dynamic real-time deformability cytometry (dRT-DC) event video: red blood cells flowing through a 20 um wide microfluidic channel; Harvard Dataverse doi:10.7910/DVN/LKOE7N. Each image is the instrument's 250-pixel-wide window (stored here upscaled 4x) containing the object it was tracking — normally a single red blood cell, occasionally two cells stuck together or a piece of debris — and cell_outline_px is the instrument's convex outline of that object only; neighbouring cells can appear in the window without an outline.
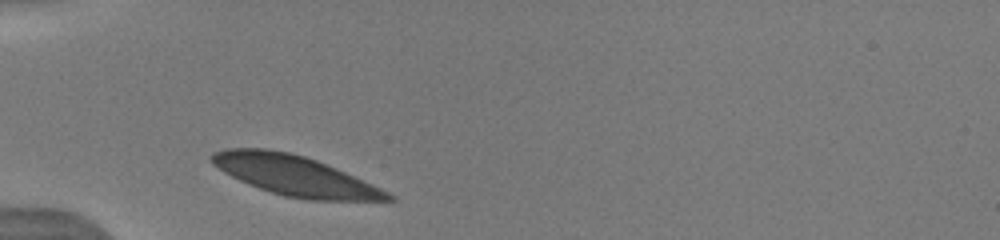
{"species": "human", "species_latin": "Homo sapiens", "temperature_condition": "warm", "stored_images_in_passage": 13, "camera_frame_rate_fps": 3000, "um_per_image_px": 0.085, "donor": {"sex": "male"}, "frame": {"image": 1, "passage_image": 1, "time_ms": 0.0, "image_size_px": [1000, 240], "cell_outline_px": [[396, 200], [308, 200], [284, 196], [248, 184], [224, 172], [212, 164], [208, 160], [208, 156], [212, 152], [228, 148], [264, 148], [288, 152], [304, 156], [316, 160], [336, 168], [372, 184], [396, 196]], "centroid_in_image_um": [25.02, 14.92], "position_along_channel_um": 60.0, "area_um2": 40.81}}